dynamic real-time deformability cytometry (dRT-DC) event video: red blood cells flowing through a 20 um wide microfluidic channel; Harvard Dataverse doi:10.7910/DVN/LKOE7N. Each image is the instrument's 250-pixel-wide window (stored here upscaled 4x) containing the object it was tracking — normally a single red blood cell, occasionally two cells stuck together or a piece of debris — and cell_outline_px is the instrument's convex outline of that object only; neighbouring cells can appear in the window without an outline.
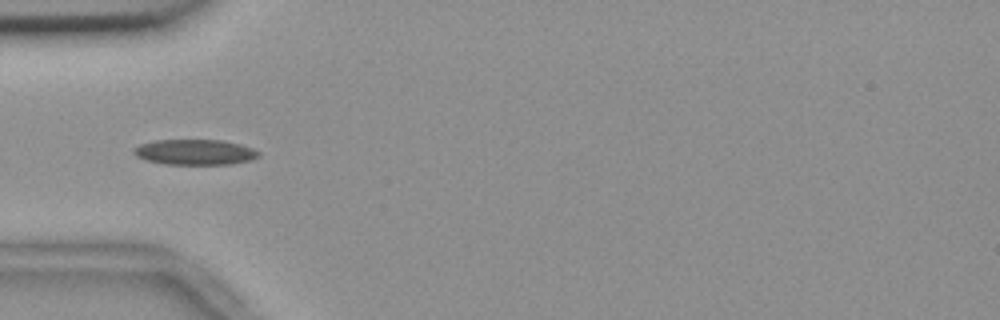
{"species": "common noctule bat (a hibernating species)", "species_latin": "Nyctalus noctula", "temperature_condition": "room temperature", "stored_images_in_passage": 39, "camera_frame_rate_fps": 3000, "um_per_image_px": 0.085, "animal": {"sex": "female", "body_mass_g": 18.4}, "frame": {"image": 1, "passage_image": 1, "time_ms": 0.0, "image_size_px": [1000, 320], "cell_outline_px": [[260, 156], [248, 160], [228, 164], [164, 164], [144, 160], [136, 156], [132, 152], [132, 148], [140, 144], [156, 140], [220, 140], [240, 144], [252, 148], [260, 152]], "centroid_in_image_um": [16.51, 12.93], "position_along_channel_um": 68.5, "area_um2": 18.5}}
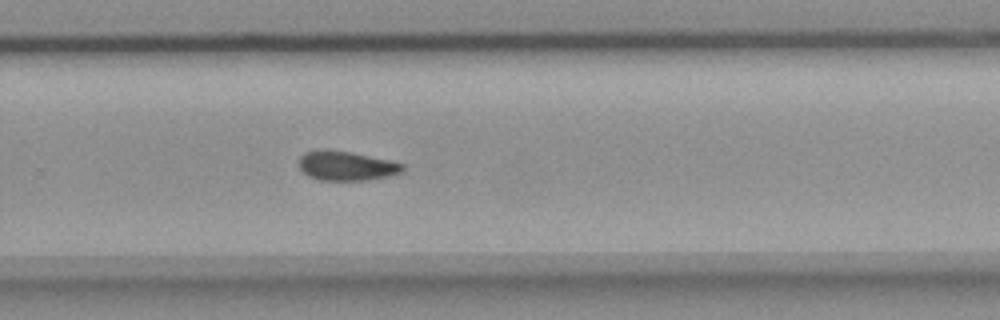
{"frame": {"image": 2, "passage_image": 20, "time_ms": 6.333, "image_size_px": [1000, 320], "cell_outline_px": [[404, 172], [388, 176], [368, 180], [320, 180], [308, 176], [300, 168], [300, 156], [304, 152], [324, 148], [328, 148], [352, 152], [388, 160], [404, 164]], "centroid_in_image_um": [29.43, 14.08], "position_along_channel_um": 300.4, "area_um2": 17.92}}
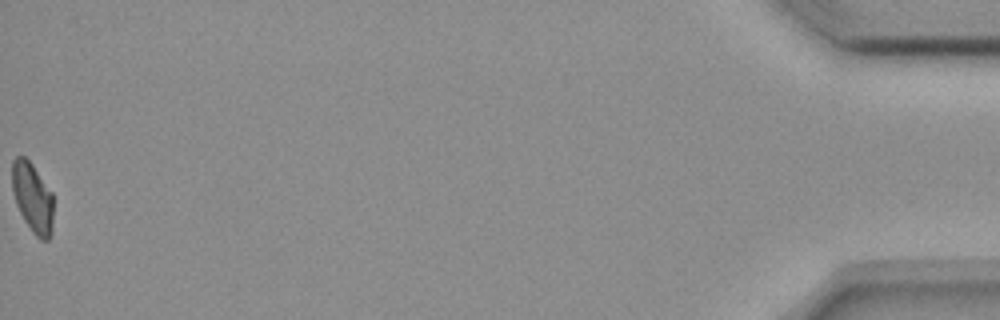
{"frame": {"image": 3, "passage_image": 39, "time_ms": 12.667, "image_size_px": [1000, 320], "cell_outline_px": [[52, 232], [48, 240], [40, 240], [32, 232], [24, 220], [16, 204], [12, 188], [12, 160], [16, 156], [24, 156], [32, 164], [52, 192]], "centroid_in_image_um": [2.76, 16.8], "position_along_channel_um": 432.4, "area_um2": 16.76}, "authors_computed_cell_mechanics": {"area_um2": 18.0336, "velocity_mm_per_s": 3.6686, "shape_relaxation_time_tau1_ms": null, "shape_relaxation_time_tau2_ms": 9.765, "deformation_change_tau1": null, "deformation_change_tau2": 0.1299}}